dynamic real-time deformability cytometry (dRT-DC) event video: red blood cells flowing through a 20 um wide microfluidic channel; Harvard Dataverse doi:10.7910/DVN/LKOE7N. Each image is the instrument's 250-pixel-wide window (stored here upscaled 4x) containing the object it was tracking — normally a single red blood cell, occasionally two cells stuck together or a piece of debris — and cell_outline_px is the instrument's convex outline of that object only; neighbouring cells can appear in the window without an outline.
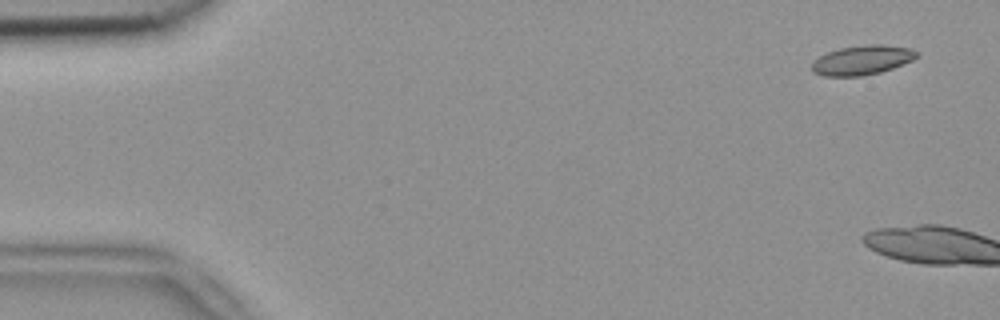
{"species": "common noctule bat (a hibernating species)", "species_latin": "Nyctalus noctula", "temperature_condition": "room temperature", "stored_images_in_passage": 2, "camera_frame_rate_fps": 3000, "um_per_image_px": 0.085, "animal": {"sex": "female", "body_mass_g": 18.4}, "frame": {"image": 1, "passage_image": 1, "time_ms": 0.0, "image_size_px": [1000, 320], "cell_outline_px": [[920, 56], [912, 60], [892, 68], [880, 72], [860, 76], [824, 76], [812, 72], [812, 60], [828, 52], [840, 48], [868, 44], [880, 44], [912, 48], [920, 52]], "centroid_in_image_um": [73.3, 5.1], "position_along_channel_um": 11.7, "area_um2": 18.09}}